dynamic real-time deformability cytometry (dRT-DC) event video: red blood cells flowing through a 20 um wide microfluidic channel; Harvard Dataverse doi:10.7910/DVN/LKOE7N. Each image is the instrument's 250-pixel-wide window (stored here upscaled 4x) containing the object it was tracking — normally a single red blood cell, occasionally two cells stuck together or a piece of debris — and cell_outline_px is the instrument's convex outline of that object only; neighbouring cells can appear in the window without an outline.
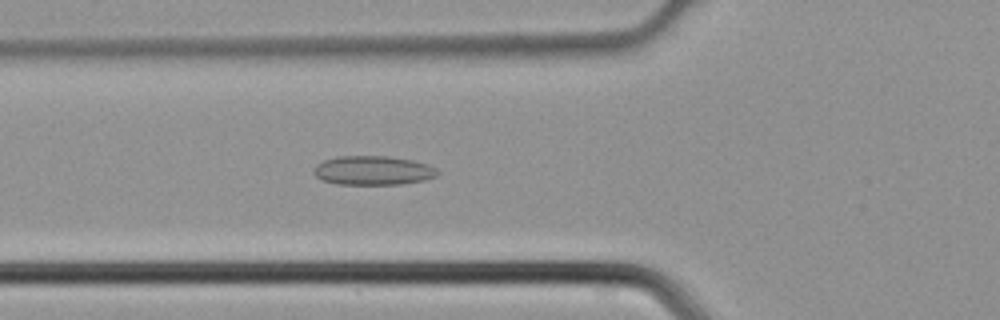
{"species": "common noctule bat (a hibernating species)", "species_latin": "Nyctalus noctula", "temperature_condition": "cold", "stored_images_in_passage": 40, "camera_frame_rate_fps": 3000, "um_per_image_px": 0.085, "animal": {"sex": "male", "body_mass_g": 21.5, "forearm_length_mm": 52.0}, "frame": {"image": 1, "passage_image": 12, "time_ms": 3.667, "image_size_px": [1000, 320], "cell_outline_px": [[440, 172], [436, 176], [424, 180], [400, 184], [336, 184], [324, 180], [316, 176], [312, 172], [316, 164], [324, 160], [336, 156], [388, 156], [412, 160], [428, 164], [436, 168]], "centroid_in_image_um": [31.7, 14.48], "position_along_channel_um": 94.1, "area_um2": 21.04}}
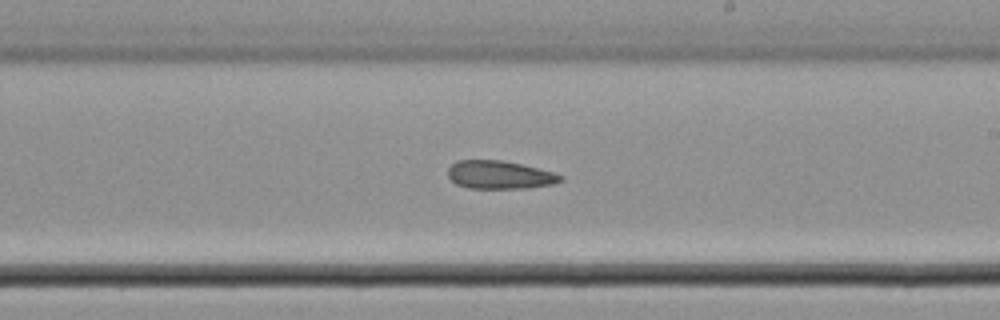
{"frame": {"image": 2, "passage_image": 22, "time_ms": 7.0, "image_size_px": [1000, 320], "cell_outline_px": [[564, 180], [552, 184], [528, 188], [468, 188], [456, 184], [448, 176], [448, 168], [456, 160], [504, 160], [556, 172], [564, 176]], "centroid_in_image_um": [42.5, 14.85], "position_along_channel_um": 246.5, "area_um2": 18.67}}
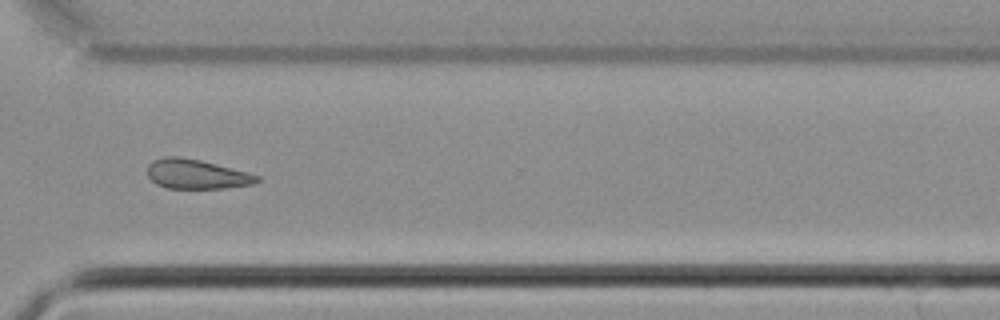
{"frame": {"image": 3, "passage_image": 29, "time_ms": 9.333, "image_size_px": [1000, 320], "cell_outline_px": [[260, 180], [252, 184], [224, 188], [168, 188], [156, 184], [148, 176], [148, 164], [152, 160], [164, 156], [180, 156], [200, 160], [248, 172], [260, 176]], "centroid_in_image_um": [16.68, 14.79], "position_along_channel_um": 353.9, "area_um2": 18.84}}